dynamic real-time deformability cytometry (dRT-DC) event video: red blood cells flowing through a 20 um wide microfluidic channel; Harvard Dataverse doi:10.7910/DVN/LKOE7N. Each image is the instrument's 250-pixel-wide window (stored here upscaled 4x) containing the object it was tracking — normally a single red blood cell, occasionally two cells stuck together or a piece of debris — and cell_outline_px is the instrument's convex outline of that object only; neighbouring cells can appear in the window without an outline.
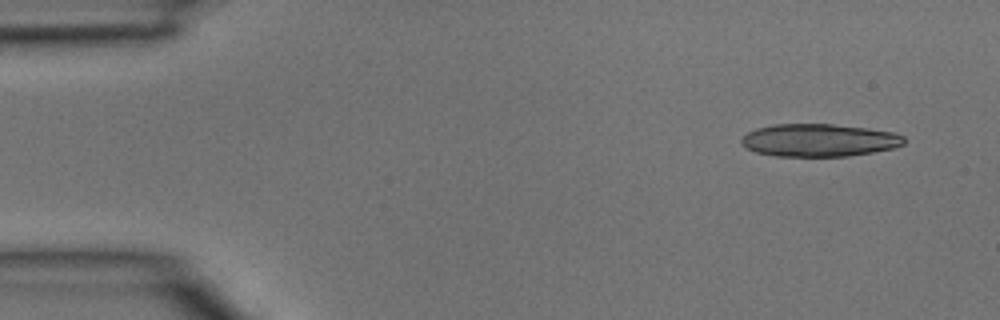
{"species": "common noctule bat (a hibernating species)", "species_latin": "Nyctalus noctula", "temperature_condition": "room temperature", "stored_images_in_passage": 5, "camera_frame_rate_fps": 3000, "um_per_image_px": 0.085, "animal": {"sex": "male", "body_mass_g": 15.6}, "frame": {"image": 1, "passage_image": 1, "time_ms": 0.0, "image_size_px": [1000, 320], "cell_outline_px": [[904, 144], [892, 148], [872, 152], [848, 156], [776, 156], [756, 152], [744, 148], [740, 144], [740, 140], [748, 132], [756, 128], [772, 124], [832, 124], [868, 128], [892, 132], [904, 136]], "centroid_in_image_um": [69.57, 11.91], "position_along_channel_um": 15.4, "area_um2": 31.04}}
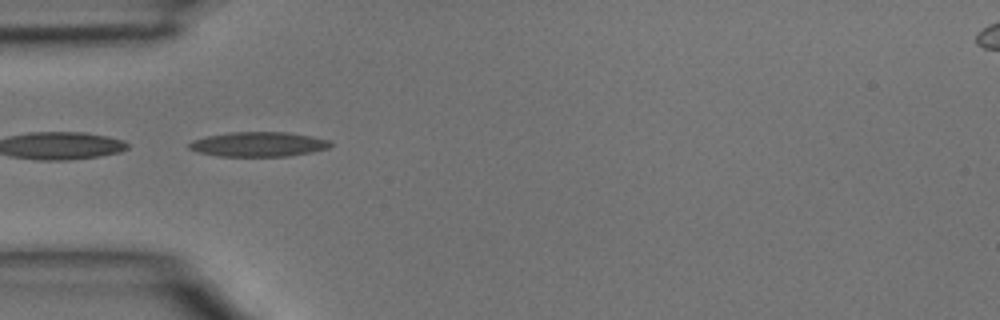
{"frame": {"image": 2, "passage_image": 4, "time_ms": 1.0, "image_size_px": [1000, 320], "cell_outline_px": [[332, 144], [328, 148], [312, 152], [288, 156], [220, 156], [200, 152], [188, 148], [188, 144], [192, 140], [204, 136], [228, 132], [284, 132], [308, 136], [328, 140]], "centroid_in_image_um": [21.92, 12.26], "position_along_channel_um": 63.1, "area_um2": 20.17}}
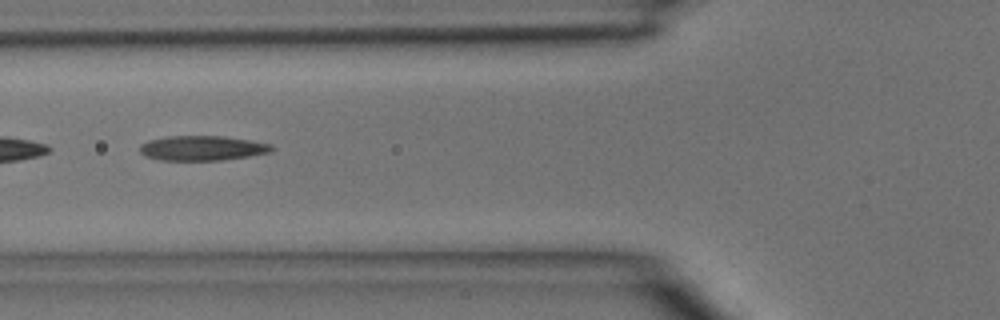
{"frame": {"image": 3, "passage_image": 5, "time_ms": 1.333, "image_size_px": [1000, 320], "cell_outline_px": [[276, 148], [272, 152], [248, 156], [220, 160], [160, 160], [144, 156], [140, 152], [140, 144], [148, 140], [168, 136], [224, 136], [252, 140], [272, 144]], "centroid_in_image_um": [17.22, 12.58], "position_along_channel_um": 108.6, "area_um2": 19.25}}